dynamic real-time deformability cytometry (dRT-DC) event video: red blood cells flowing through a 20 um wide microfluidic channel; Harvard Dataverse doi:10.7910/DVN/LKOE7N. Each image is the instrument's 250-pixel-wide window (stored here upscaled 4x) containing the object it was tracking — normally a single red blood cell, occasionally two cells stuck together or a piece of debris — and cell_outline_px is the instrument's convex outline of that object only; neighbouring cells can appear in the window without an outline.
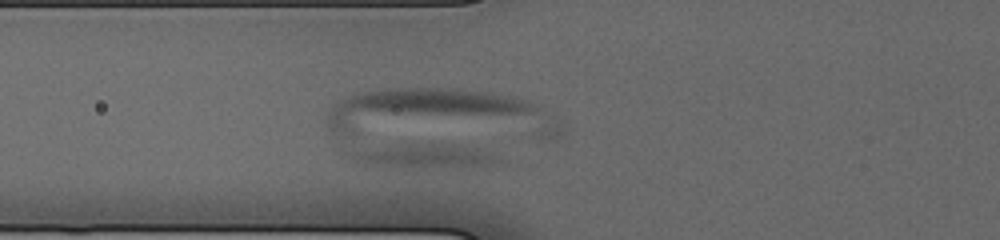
{"species": "human", "species_latin": "Homo sapiens", "temperature_condition": "cold", "stored_images_in_passage": 10, "camera_frame_rate_fps": 3000, "um_per_image_px": 0.085, "donor": {"sex": "male"}, "frame": {"image": 1, "passage_image": 2, "time_ms": 0.667, "image_size_px": [1000, 240], "cell_outline_px": [[500, 164], [472, 168], [368, 164], [356, 160], [348, 156], [364, 152], [408, 144], [460, 144], [476, 148], [500, 156]], "centroid_in_image_um": [36.54, 13.28], "position_along_channel_um": 89.3, "area_um2": 19.31}}